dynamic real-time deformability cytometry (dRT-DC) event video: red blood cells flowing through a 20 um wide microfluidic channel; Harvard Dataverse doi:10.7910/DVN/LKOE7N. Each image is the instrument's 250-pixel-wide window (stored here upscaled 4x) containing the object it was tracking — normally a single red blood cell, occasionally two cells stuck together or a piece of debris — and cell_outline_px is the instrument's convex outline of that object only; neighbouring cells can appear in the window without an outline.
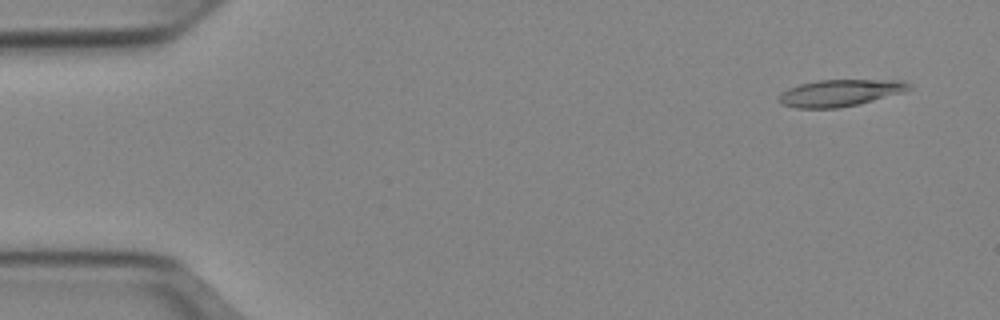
{"species": "Egyptian fruit bat (a non-hibernating species)", "species_latin": "Rousettus aegyptiacus", "temperature_condition": "cold", "stored_images_in_passage": 51, "camera_frame_rate_fps": 3000, "um_per_image_px": 0.085, "animal": {"sex": "female"}, "frame": {"image": 1, "passage_image": 3, "time_ms": 0.667, "image_size_px": [1000, 320], "cell_outline_px": [[912, 88], [904, 92], [860, 104], [836, 108], [796, 108], [780, 104], [776, 100], [776, 96], [788, 88], [800, 84], [820, 80], [904, 80], [912, 84]], "centroid_in_image_um": [71.39, 7.9], "position_along_channel_um": 13.6, "area_um2": 20.58}}
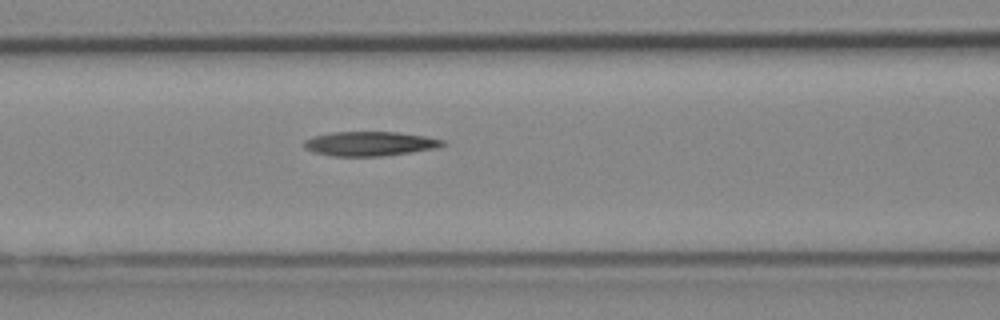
{"frame": {"image": 2, "passage_image": 21, "time_ms": 6.667, "image_size_px": [1000, 320], "cell_outline_px": [[448, 144], [436, 148], [412, 152], [384, 156], [332, 156], [312, 152], [304, 148], [304, 140], [316, 136], [332, 132], [396, 132], [424, 136], [444, 140]], "centroid_in_image_um": [31.45, 12.22], "position_along_channel_um": 135.2, "area_um2": 19.71}}
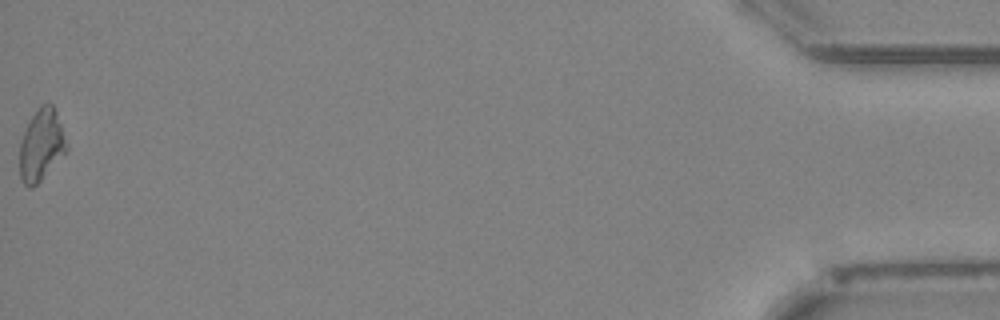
{"frame": {"image": 3, "passage_image": 51, "time_ms": 16.667, "image_size_px": [1000, 320], "cell_outline_px": [[68, 152], [32, 188], [28, 188], [24, 184], [20, 176], [20, 144], [28, 120], [40, 104], [52, 104], [56, 112], [68, 144]], "centroid_in_image_um": [3.52, 12.33], "position_along_channel_um": 431.7, "area_um2": 19.65}}